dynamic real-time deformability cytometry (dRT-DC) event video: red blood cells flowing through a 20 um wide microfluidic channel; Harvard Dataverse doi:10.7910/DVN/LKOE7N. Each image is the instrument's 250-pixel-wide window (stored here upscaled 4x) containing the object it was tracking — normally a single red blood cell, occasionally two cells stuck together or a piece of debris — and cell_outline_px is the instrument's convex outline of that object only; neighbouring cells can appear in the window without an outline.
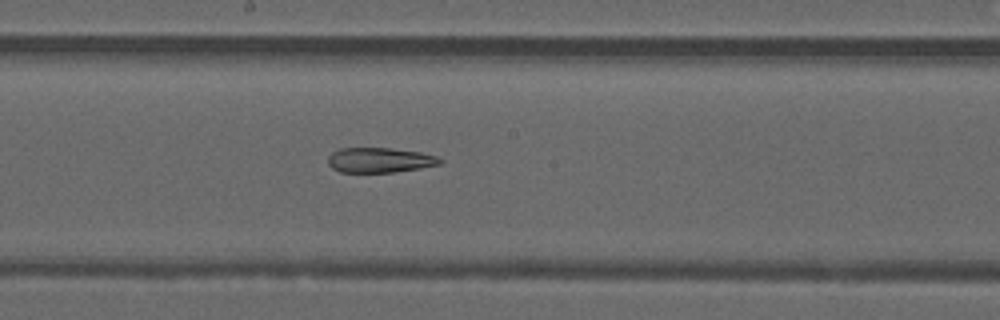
{"species": "common noctule bat (a hibernating species)", "species_latin": "Nyctalus noctula", "temperature_condition": "warm", "stored_images_in_passage": 42, "segment_of_instrument_passage": [2, 2], "camera_frame_rate_fps": 3000, "um_per_image_px": 0.085, "animal": {"sex": "male", "forearm_length_mm": 52.5}, "frame": {"image": 1, "passage_image": 27, "time_ms": 8.667, "image_size_px": [1000, 320], "cell_outline_px": [[444, 160], [440, 164], [420, 168], [396, 172], [340, 172], [332, 168], [328, 164], [328, 156], [332, 152], [340, 148], [392, 148], [420, 152], [436, 156]], "centroid_in_image_um": [32.27, 13.61], "position_along_channel_um": 215.9, "area_um2": 16.36}}
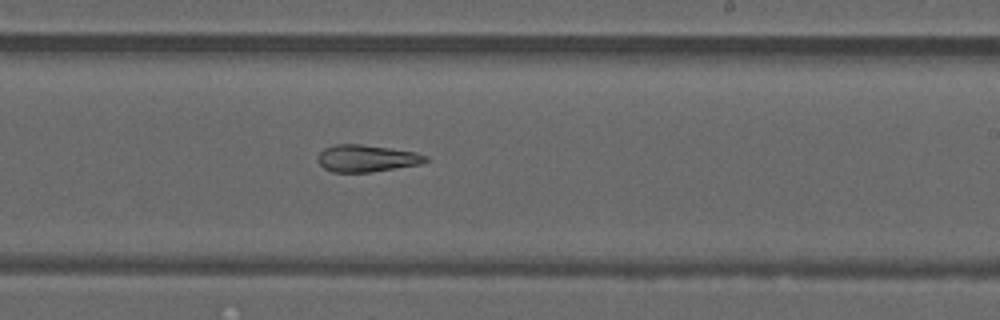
{"frame": {"image": 2, "passage_image": 30, "time_ms": 9.667, "image_size_px": [1000, 320], "cell_outline_px": [[428, 160], [420, 164], [372, 172], [332, 172], [324, 168], [320, 164], [316, 156], [324, 148], [332, 144], [364, 144], [416, 152], [428, 156]], "centroid_in_image_um": [31.14, 13.45], "position_along_channel_um": 257.9, "area_um2": 17.11}}
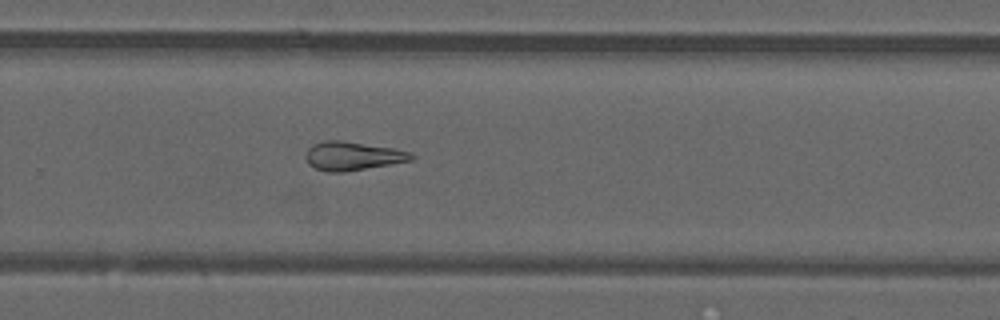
{"frame": {"image": 3, "passage_image": 33, "time_ms": 10.667, "image_size_px": [1000, 320], "cell_outline_px": [[416, 156], [412, 160], [344, 172], [328, 172], [316, 168], [308, 164], [304, 156], [308, 148], [312, 144], [324, 140], [340, 140], [392, 148], [412, 152]], "centroid_in_image_um": [29.94, 13.25], "position_along_channel_um": 299.9, "area_um2": 17.63}}